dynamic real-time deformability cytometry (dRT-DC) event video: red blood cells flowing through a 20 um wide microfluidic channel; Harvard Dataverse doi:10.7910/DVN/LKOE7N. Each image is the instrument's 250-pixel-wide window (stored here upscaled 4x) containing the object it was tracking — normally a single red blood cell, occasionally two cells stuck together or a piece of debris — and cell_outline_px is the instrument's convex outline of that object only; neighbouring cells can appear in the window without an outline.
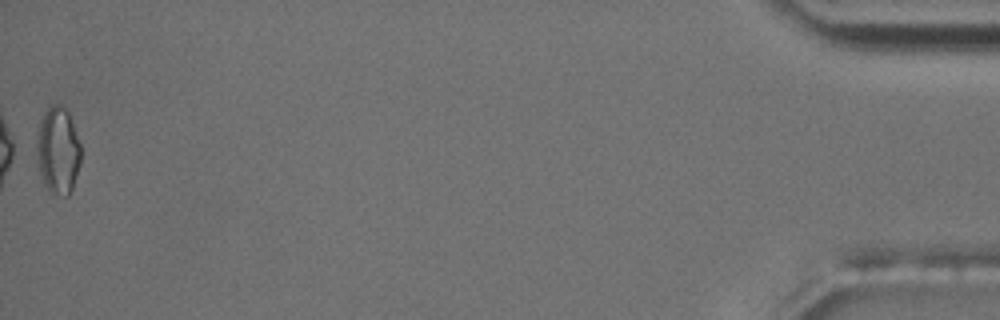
{"species": "common noctule bat (a hibernating species)", "species_latin": "Nyctalus noctula", "temperature_condition": "room temperature", "stored_images_in_passage": 55, "camera_frame_rate_fps": 3000, "um_per_image_px": 0.085, "animal": {"sex": "male", "body_mass_g": 17.5, "forearm_length_mm": 52.3}, "frame": {"image": 1, "passage_image": 55, "time_ms": 18.0, "image_size_px": [1000, 320], "cell_outline_px": [[80, 164], [72, 188], [68, 196], [64, 196], [48, 192], [44, 184], [40, 172], [36, 148], [36, 132], [40, 120], [44, 112], [52, 104], [60, 104], [68, 112], [80, 144]], "centroid_in_image_um": [4.91, 12.79], "position_along_channel_um": 430.3, "area_um2": 22.43}, "authors_computed_cell_mechanics": {"area_um2": 17.918, "velocity_mm_per_s": 3.6921, "shape_relaxation_time_tau1_ms": 5.5937, "shape_relaxation_time_tau2_ms": 2.3051, "deformation_change_tau1": 0.1337, "deformation_change_tau2": 0.0743}}